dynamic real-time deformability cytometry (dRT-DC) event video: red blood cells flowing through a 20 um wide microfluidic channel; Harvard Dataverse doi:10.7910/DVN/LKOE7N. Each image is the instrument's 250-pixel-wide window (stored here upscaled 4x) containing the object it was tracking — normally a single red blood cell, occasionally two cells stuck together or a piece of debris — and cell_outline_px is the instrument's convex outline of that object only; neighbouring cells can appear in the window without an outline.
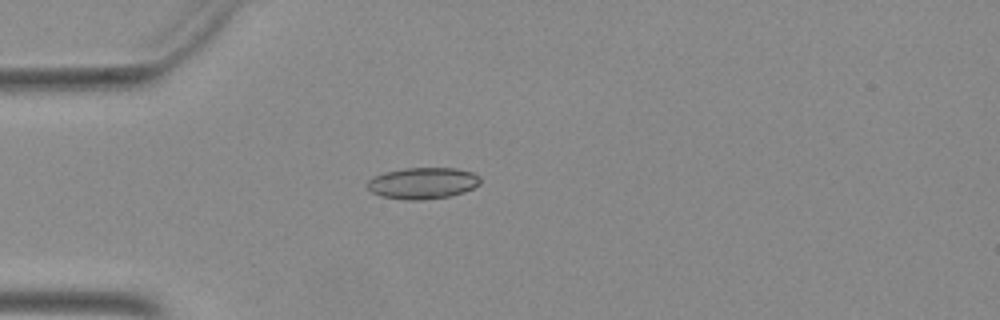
{"species": "Egyptian fruit bat (a non-hibernating species)", "species_latin": "Rousettus aegyptiacus", "temperature_condition": "warm", "stored_images_in_passage": 35, "camera_frame_rate_fps": 3000, "um_per_image_px": 0.085, "animal": {"sex": "female"}, "frame": {"image": 1, "passage_image": 2, "time_ms": 0.333, "image_size_px": [1000, 320], "cell_outline_px": [[480, 184], [464, 192], [448, 196], [424, 200], [408, 200], [380, 196], [372, 192], [368, 188], [368, 180], [372, 176], [384, 172], [404, 168], [456, 168], [472, 172], [480, 176]], "centroid_in_image_um": [35.92, 15.56], "position_along_channel_um": 49.1, "area_um2": 20.75}}
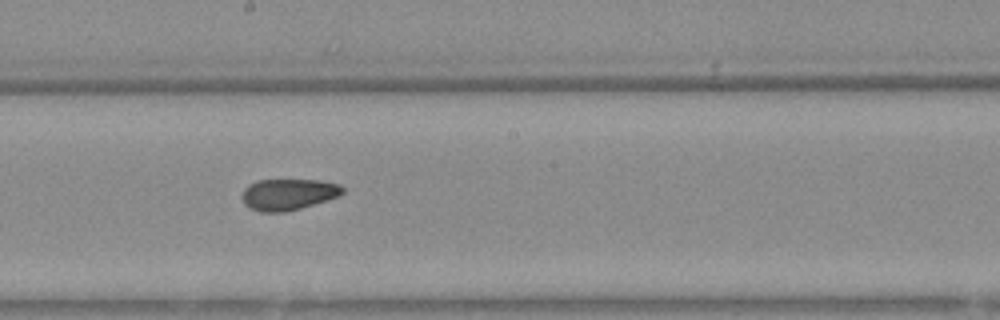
{"frame": {"image": 2, "passage_image": 16, "time_ms": 5.0, "image_size_px": [1000, 320], "cell_outline_px": [[344, 192], [336, 196], [300, 208], [284, 212], [260, 212], [252, 208], [244, 200], [244, 188], [248, 184], [260, 180], [320, 180], [340, 184], [344, 188]], "centroid_in_image_um": [24.52, 16.5], "position_along_channel_um": 223.7, "area_um2": 17.86}}
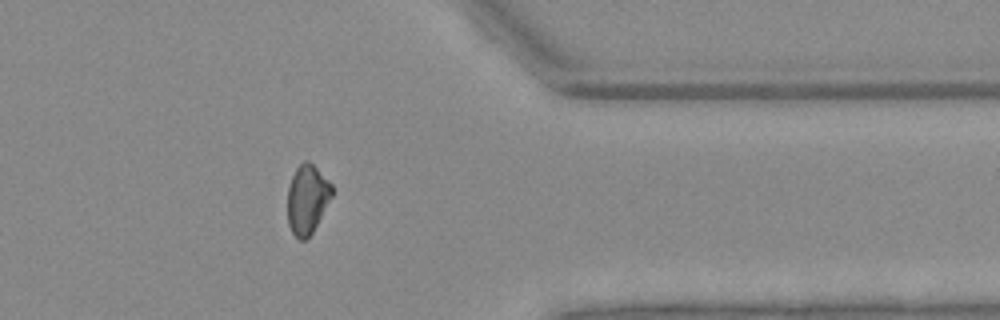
{"frame": {"image": 3, "passage_image": 29, "time_ms": 9.333, "image_size_px": [1000, 320], "cell_outline_px": [[332, 196], [312, 232], [304, 240], [300, 240], [292, 232], [288, 224], [288, 188], [292, 176], [296, 168], [304, 160], [308, 160], [332, 184]], "centroid_in_image_um": [26.1, 16.92], "position_along_channel_um": 385.3, "area_um2": 17.57}}